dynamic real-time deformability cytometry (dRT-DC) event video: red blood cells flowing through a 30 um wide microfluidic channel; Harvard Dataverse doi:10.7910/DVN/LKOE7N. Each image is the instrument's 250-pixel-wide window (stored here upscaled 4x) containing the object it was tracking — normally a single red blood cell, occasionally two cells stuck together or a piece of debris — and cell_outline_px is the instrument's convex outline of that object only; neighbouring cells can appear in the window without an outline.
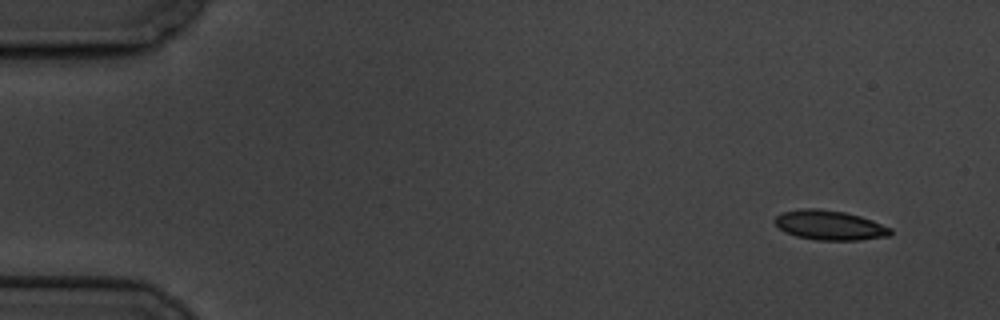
{"species": "common noctule bat (a hibernating species)", "species_latin": "Nyctalus noctula", "temperature_condition": "cold", "stored_images_in_passage": 5, "camera_frame_rate_fps": 3000, "um_per_image_px": 0.085, "animal": {"sex": "male", "body_mass_g": 19.5, "forearm_length_mm": 54.6}, "frame": {"image": 1, "passage_image": 1, "time_ms": 0.0, "image_size_px": [1000, 320], "cell_outline_px": [[892, 236], [860, 240], [816, 240], [796, 236], [784, 232], [772, 220], [776, 216], [784, 212], [804, 208], [820, 208], [844, 212], [860, 216], [872, 220], [892, 228]], "centroid_in_image_um": [70.54, 19.15], "position_along_channel_um": 14.5, "area_um2": 20.11}}
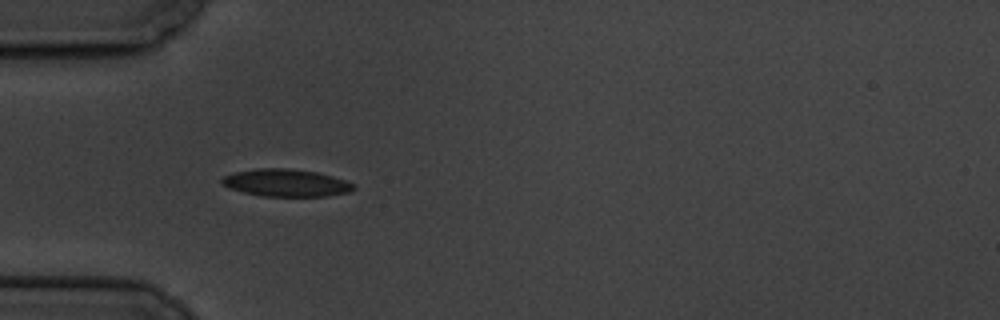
{"frame": {"image": 2, "passage_image": 4, "time_ms": 4.667, "image_size_px": [1000, 320], "cell_outline_px": [[356, 188], [348, 192], [328, 196], [264, 196], [244, 192], [228, 188], [220, 184], [220, 180], [224, 176], [232, 172], [256, 168], [288, 168], [316, 172], [332, 176], [344, 180], [352, 184]], "centroid_in_image_um": [24.25, 15.53], "position_along_channel_um": 60.7, "area_um2": 21.04}}
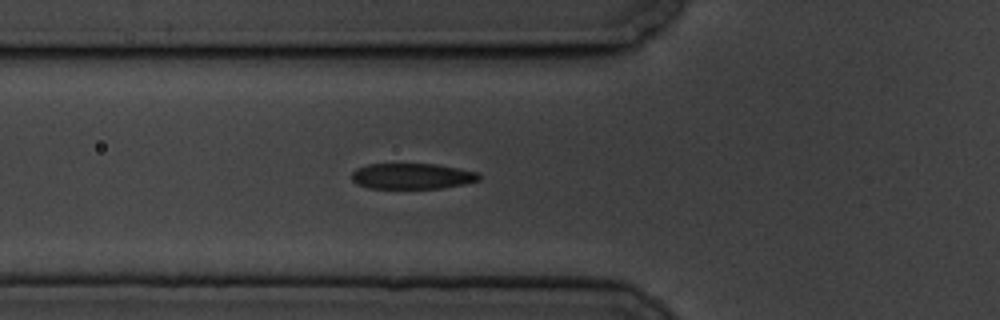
{"frame": {"image": 3, "passage_image": 5, "time_ms": 5.667, "image_size_px": [1000, 320], "cell_outline_px": [[480, 180], [464, 184], [440, 188], [368, 188], [356, 184], [352, 180], [352, 172], [356, 168], [368, 164], [436, 164], [480, 172]], "centroid_in_image_um": [35.03, 14.97], "position_along_channel_um": 90.8, "area_um2": 19.19}}